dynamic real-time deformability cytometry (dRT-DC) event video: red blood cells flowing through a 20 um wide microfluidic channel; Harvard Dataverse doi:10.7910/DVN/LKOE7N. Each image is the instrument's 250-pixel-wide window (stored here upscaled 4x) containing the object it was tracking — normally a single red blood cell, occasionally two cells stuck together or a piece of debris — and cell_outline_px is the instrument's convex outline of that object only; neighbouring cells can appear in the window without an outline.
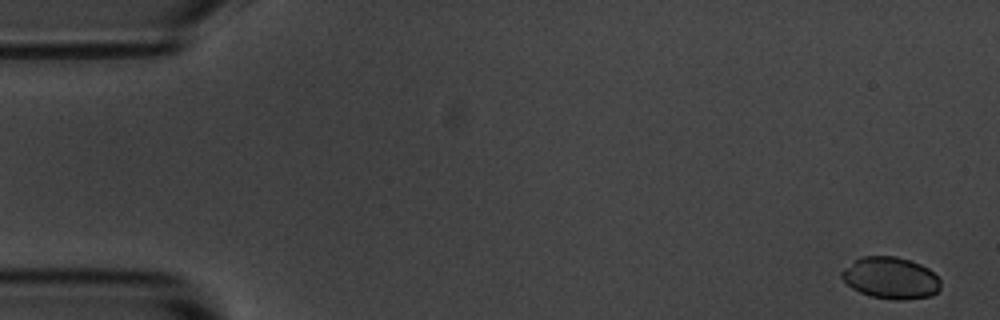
{"species": "common noctule bat (a hibernating species)", "species_latin": "Nyctalus noctula", "temperature_condition": "room temperature", "stored_images_in_passage": 5, "camera_frame_rate_fps": 3000, "um_per_image_px": 0.085, "animal": {"sex": "male", "body_mass_g": 20.1, "forearm_length_mm": 53.5}, "frame": {"image": 1, "passage_image": 1, "time_ms": 0.0, "image_size_px": [1000, 320], "cell_outline_px": [[940, 288], [932, 296], [904, 300], [896, 300], [872, 296], [860, 292], [852, 288], [840, 276], [840, 272], [844, 268], [860, 256], [896, 256], [920, 264], [928, 268], [940, 280]], "centroid_in_image_um": [75.7, 23.62], "position_along_channel_um": 9.3, "area_um2": 23.99}}
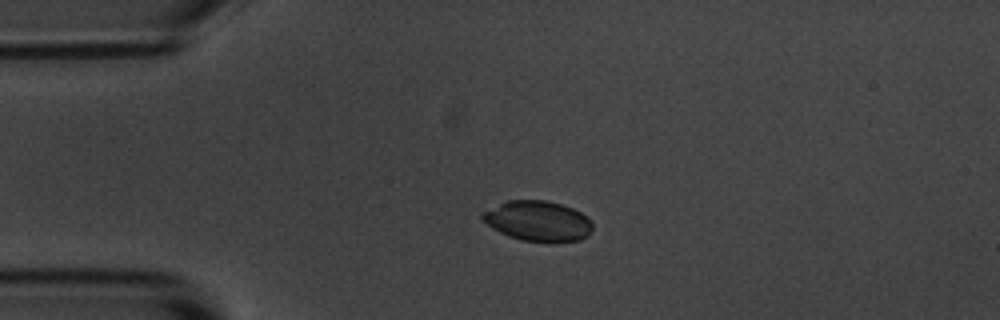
{"frame": {"image": 2, "passage_image": 4, "time_ms": 3.667, "image_size_px": [1000, 320], "cell_outline_px": [[592, 228], [588, 236], [580, 240], [552, 244], [548, 244], [520, 240], [508, 236], [492, 228], [480, 216], [480, 212], [508, 200], [544, 200], [560, 204], [572, 208], [580, 212], [592, 224]], "centroid_in_image_um": [45.71, 18.82], "position_along_channel_um": 39.3, "area_um2": 26.18}}